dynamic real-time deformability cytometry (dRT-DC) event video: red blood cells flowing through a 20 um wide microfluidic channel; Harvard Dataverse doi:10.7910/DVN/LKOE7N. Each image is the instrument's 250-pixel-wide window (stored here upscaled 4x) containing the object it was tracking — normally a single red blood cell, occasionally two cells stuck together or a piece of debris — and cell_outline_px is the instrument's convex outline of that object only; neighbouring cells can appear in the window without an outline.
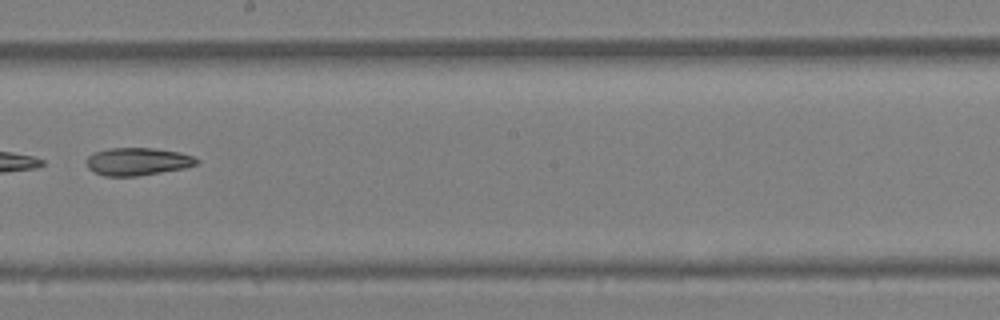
{"species": "Egyptian fruit bat (a non-hibernating species)", "species_latin": "Rousettus aegyptiacus", "temperature_condition": "warm", "stored_images_in_passage": 30, "camera_frame_rate_fps": 3000, "um_per_image_px": 0.085, "animal": {"sex": "female"}, "frame": {"image": 1, "passage_image": 13, "time_ms": 4.0, "image_size_px": [1000, 320], "cell_outline_px": [[200, 164], [184, 168], [136, 176], [104, 176], [92, 172], [88, 168], [88, 156], [92, 152], [108, 148], [156, 148], [180, 152], [192, 156], [200, 160]], "centroid_in_image_um": [11.7, 13.72], "position_along_channel_um": 236.5, "area_um2": 17.92}, "authors_computed_cell_mechanics": {"area_um2": 18.7561, "velocity_mm_per_s": 4.4755, "shape_relaxation_time_tau1_ms": 7.2943, "shape_relaxation_time_tau2_ms": 9.3658, "deformation_change_tau1": 0.1894, "deformation_change_tau2": 0.2137}}